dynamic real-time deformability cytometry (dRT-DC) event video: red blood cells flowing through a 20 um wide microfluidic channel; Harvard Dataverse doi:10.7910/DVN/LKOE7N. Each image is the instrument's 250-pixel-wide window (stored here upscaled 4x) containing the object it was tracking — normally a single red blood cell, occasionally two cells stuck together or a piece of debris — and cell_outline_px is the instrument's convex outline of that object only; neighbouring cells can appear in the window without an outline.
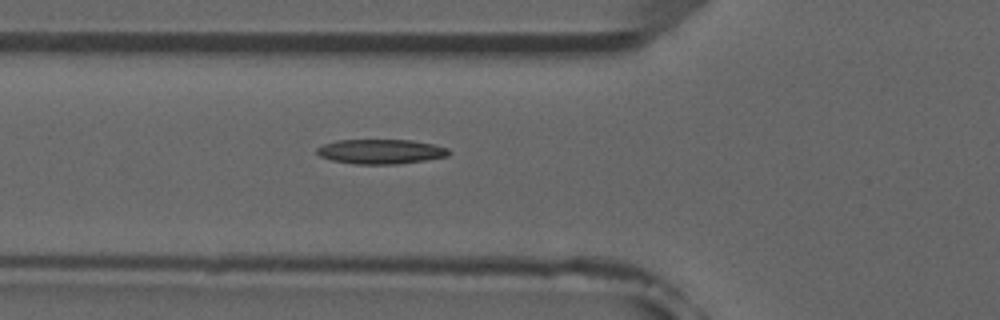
{"species": "common noctule bat (a hibernating species)", "species_latin": "Nyctalus noctula", "temperature_condition": "room temperature", "stored_images_in_passage": 3, "camera_frame_rate_fps": 3000, "um_per_image_px": 0.085, "animal": {"sex": "male", "forearm_length_mm": 52.5}, "frame": {"image": 1, "passage_image": 3, "time_ms": 2.333, "image_size_px": [1000, 320], "cell_outline_px": [[452, 152], [448, 156], [400, 164], [356, 164], [332, 160], [320, 156], [316, 152], [316, 148], [324, 144], [336, 140], [412, 140], [432, 144], [448, 148]], "centroid_in_image_um": [32.37, 12.88], "position_along_channel_um": 93.4, "area_um2": 18.96}}